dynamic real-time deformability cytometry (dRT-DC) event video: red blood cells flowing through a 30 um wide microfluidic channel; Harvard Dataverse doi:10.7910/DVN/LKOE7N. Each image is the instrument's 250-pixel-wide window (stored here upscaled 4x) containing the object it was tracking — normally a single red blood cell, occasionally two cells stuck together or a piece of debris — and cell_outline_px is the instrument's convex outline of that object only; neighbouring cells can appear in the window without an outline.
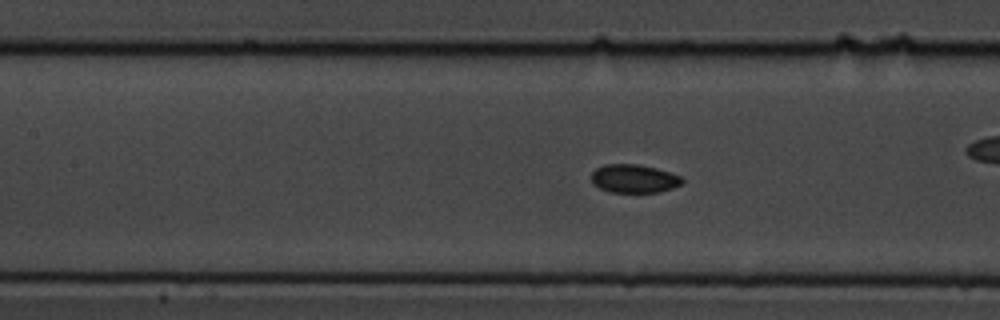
{"species": "common noctule bat (a hibernating species)", "species_latin": "Nyctalus noctula", "temperature_condition": "cold", "stored_images_in_passage": 57, "camera_frame_rate_fps": 3000, "um_per_image_px": 0.085, "animal": {"sex": "male", "body_mass_g": 19.5, "forearm_length_mm": 54.6}, "frame": {"image": 1, "passage_image": 25, "time_ms": 8.0, "image_size_px": [1000, 320], "cell_outline_px": [[684, 184], [660, 192], [608, 192], [592, 184], [592, 172], [596, 168], [604, 164], [636, 164], [656, 168], [680, 176], [684, 180]], "centroid_in_image_um": [53.89, 15.19], "position_along_channel_um": 153.5, "area_um2": 15.09}, "authors_computed_cell_mechanics": {"area_um2": 15.1436, "velocity_mm_per_s": 3.5748, "shape_relaxation_time_tau1_ms": 2.9384, "shape_relaxation_time_tau2_ms": 3.463, "deformation_change_tau1": 0.0478, "deformation_change_tau2": 0.0537}}